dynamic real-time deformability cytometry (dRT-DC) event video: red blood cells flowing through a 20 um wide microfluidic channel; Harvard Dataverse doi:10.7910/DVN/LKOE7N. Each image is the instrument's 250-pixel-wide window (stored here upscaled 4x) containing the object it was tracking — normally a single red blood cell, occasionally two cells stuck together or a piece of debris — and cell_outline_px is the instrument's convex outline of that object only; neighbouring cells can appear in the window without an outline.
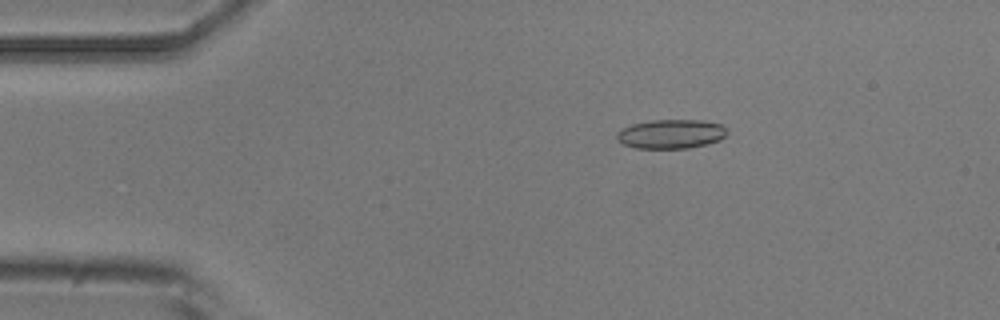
{"species": "common noctule bat (a hibernating species)", "species_latin": "Nyctalus noctula", "temperature_condition": "room temperature", "stored_images_in_passage": 4, "camera_frame_rate_fps": 3000, "um_per_image_px": 0.085, "animal": {"sex": "male", "body_mass_g": 20.5, "forearm_length_mm": 52.5}, "frame": {"image": 1, "passage_image": 3, "time_ms": 2.333, "image_size_px": [1000, 320], "cell_outline_px": [[728, 132], [720, 140], [708, 144], [688, 148], [636, 148], [624, 144], [616, 140], [616, 132], [632, 124], [652, 120], [704, 120], [720, 124]], "centroid_in_image_um": [57.03, 11.39], "position_along_channel_um": 28.0, "area_um2": 18.73}}